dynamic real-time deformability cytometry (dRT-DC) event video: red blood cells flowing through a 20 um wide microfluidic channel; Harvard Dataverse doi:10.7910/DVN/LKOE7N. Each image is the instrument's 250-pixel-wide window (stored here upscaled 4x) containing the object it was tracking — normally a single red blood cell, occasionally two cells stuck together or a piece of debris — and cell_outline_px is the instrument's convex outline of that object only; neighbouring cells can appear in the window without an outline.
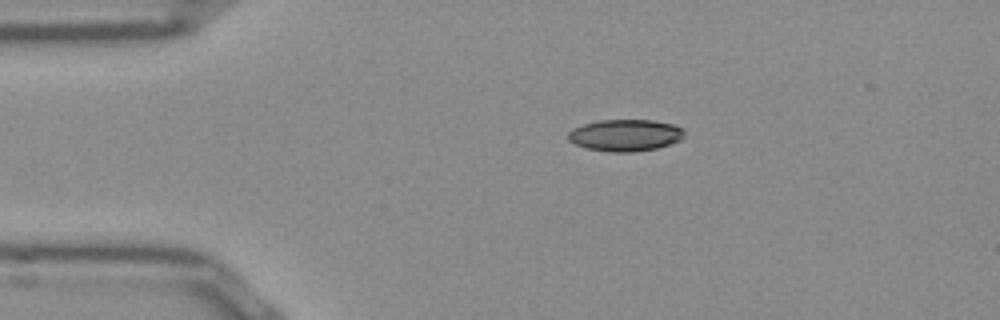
{"species": "Egyptian fruit bat (a non-hibernating species)", "species_latin": "Rousettus aegyptiacus", "temperature_condition": "room temperature", "stored_images_in_passage": 43, "camera_frame_rate_fps": 3000, "um_per_image_px": 0.085, "frame": {"image": 1, "passage_image": 1, "time_ms": 0.0, "image_size_px": [1000, 320], "cell_outline_px": [[684, 136], [680, 140], [656, 148], [632, 152], [608, 152], [584, 148], [568, 140], [568, 132], [572, 128], [584, 124], [600, 120], [652, 120], [672, 124], [684, 128]], "centroid_in_image_um": [53.13, 11.49], "position_along_channel_um": 31.9, "area_um2": 21.56}}
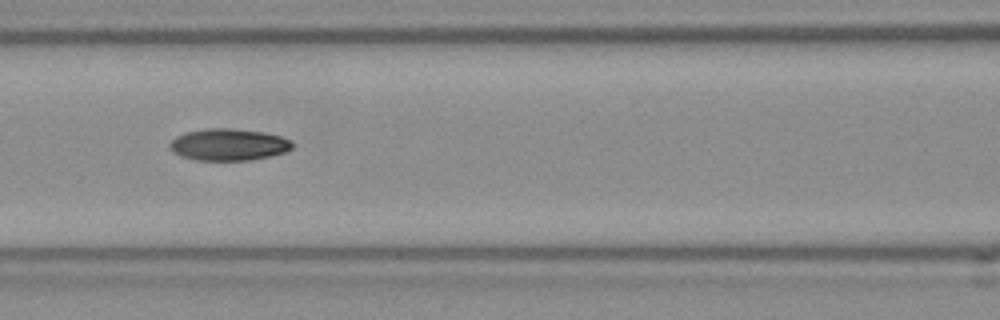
{"frame": {"image": 2, "passage_image": 13, "time_ms": 4.0, "image_size_px": [1000, 320], "cell_outline_px": [[292, 148], [284, 152], [268, 156], [248, 160], [196, 160], [172, 152], [168, 144], [176, 136], [184, 132], [208, 128], [228, 128], [264, 132], [280, 136], [292, 140]], "centroid_in_image_um": [19.4, 12.28], "position_along_channel_um": 147.2, "area_um2": 22.6}}
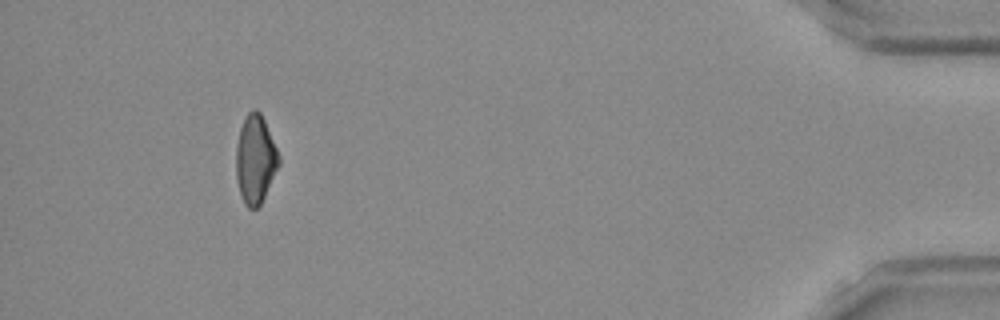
{"frame": {"image": 3, "passage_image": 39, "time_ms": 12.667, "image_size_px": [1000, 320], "cell_outline_px": [[280, 164], [260, 204], [256, 208], [248, 208], [244, 204], [240, 196], [236, 180], [236, 148], [240, 128], [248, 112], [252, 108], [256, 108], [260, 112], [264, 120], [280, 156]], "centroid_in_image_um": [21.69, 13.55], "position_along_channel_um": 413.5, "area_um2": 22.02}, "authors_computed_cell_mechanics": {"area_um2": 22.253, "velocity_mm_per_s": 3.875, "shape_relaxation_time_tau1_ms": 10.2172, "shape_relaxation_time_tau2_ms": 5.8025, "deformation_change_tau1": 0.2264, "deformation_change_tau2": 0.1096}}